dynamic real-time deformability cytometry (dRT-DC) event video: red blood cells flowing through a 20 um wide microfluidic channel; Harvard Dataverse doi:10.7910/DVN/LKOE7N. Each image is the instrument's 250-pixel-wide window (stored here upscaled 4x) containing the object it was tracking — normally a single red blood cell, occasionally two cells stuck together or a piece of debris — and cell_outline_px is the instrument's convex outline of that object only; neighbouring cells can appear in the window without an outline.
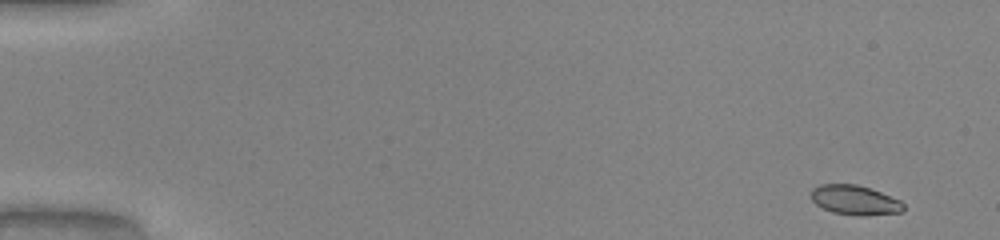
{"species": "common noctule bat (a hibernating species)", "species_latin": "Nyctalus noctula", "temperature_condition": "warm", "stored_images_in_passage": 49, "camera_frame_rate_fps": 3000, "um_per_image_px": 0.085, "animal": {"sex": "male", "body_mass_g": 20.0, "forearm_length_mm": 53.3}, "frame": {"image": 1, "passage_image": 1, "time_ms": 0.0, "image_size_px": [1000, 240], "cell_outline_px": [[904, 208], [900, 212], [864, 216], [860, 216], [832, 212], [816, 204], [812, 200], [812, 188], [820, 184], [856, 184], [880, 192], [900, 200], [904, 204]], "centroid_in_image_um": [72.65, 17.01], "position_along_channel_um": 12.3, "area_um2": 15.78}}
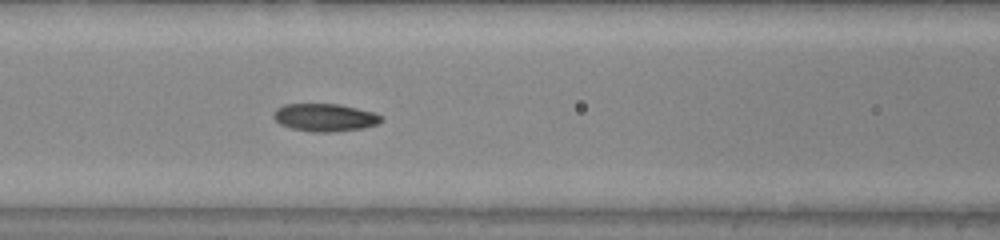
{"frame": {"image": 2, "passage_image": 21, "time_ms": 6.667, "image_size_px": [1000, 240], "cell_outline_px": [[384, 120], [376, 124], [360, 128], [332, 132], [312, 132], [292, 128], [280, 124], [272, 116], [276, 108], [284, 104], [340, 104], [372, 112], [384, 116]], "centroid_in_image_um": [27.6, 9.98], "position_along_channel_um": 139.0, "area_um2": 17.34}}
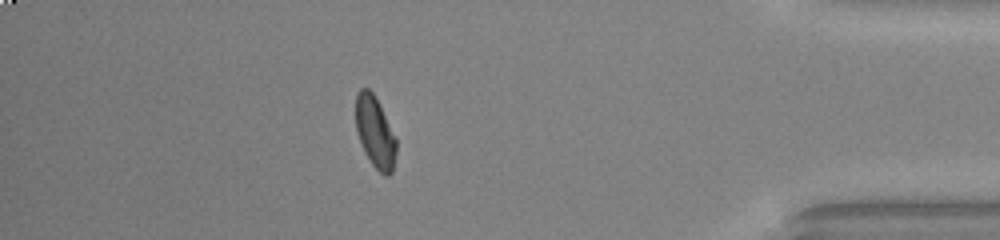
{"frame": {"image": 3, "passage_image": 43, "time_ms": 14.0, "image_size_px": [1000, 240], "cell_outline_px": [[396, 152], [392, 172], [388, 176], [384, 176], [372, 164], [364, 152], [360, 144], [356, 132], [356, 92], [360, 88], [368, 88], [372, 92], [380, 104], [396, 136]], "centroid_in_image_um": [31.88, 11.22], "position_along_channel_um": 403.3, "area_um2": 17.11}, "authors_computed_cell_mechanics": {"area_um2": 16.8198, "velocity_mm_per_s": 4.1274, "shape_relaxation_time_tau1_ms": 4.3318, "shape_relaxation_time_tau2_ms": 1.5009, "deformation_change_tau1": 0.1656, "deformation_change_tau2": 0.0562}}